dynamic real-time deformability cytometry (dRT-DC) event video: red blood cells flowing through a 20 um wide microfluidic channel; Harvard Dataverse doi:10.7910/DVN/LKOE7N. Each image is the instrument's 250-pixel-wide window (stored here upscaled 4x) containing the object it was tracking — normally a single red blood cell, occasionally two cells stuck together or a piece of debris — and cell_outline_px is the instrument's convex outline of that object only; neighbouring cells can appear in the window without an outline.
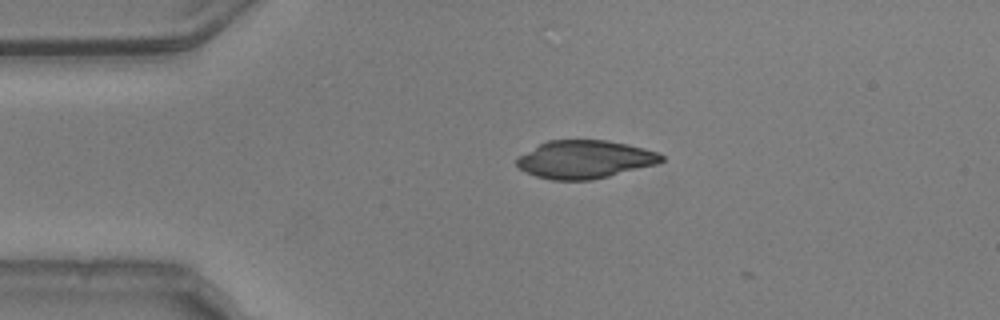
{"species": "common noctule bat (a hibernating species)", "species_latin": "Nyctalus noctula", "temperature_condition": "warm", "stored_images_in_passage": 3, "camera_frame_rate_fps": 3000, "um_per_image_px": 0.085, "animal": {"sex": "male", "body_mass_g": 20.5, "forearm_length_mm": 52.5}, "frame": {"image": 1, "passage_image": 1, "time_ms": 0.0, "image_size_px": [1000, 320], "cell_outline_px": [[664, 160], [656, 164], [592, 180], [552, 180], [536, 176], [520, 168], [516, 164], [516, 160], [520, 156], [540, 144], [548, 140], [604, 140], [628, 144], [660, 152], [664, 156]], "centroid_in_image_um": [49.75, 13.55], "position_along_channel_um": 35.3, "area_um2": 31.79}}